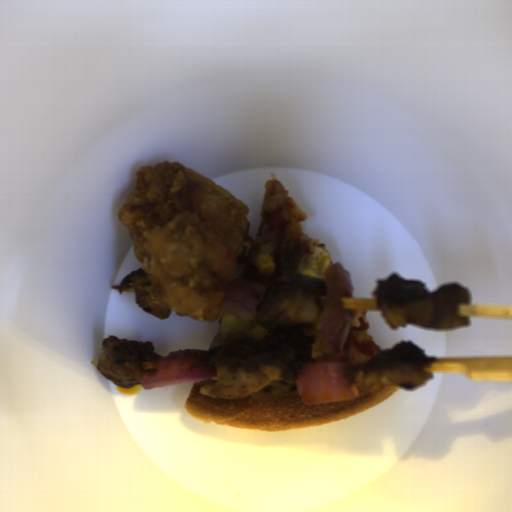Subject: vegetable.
Wrapping results in <instances>:
<instances>
[{
    "label": "vegetable",
    "instance_id": "obj_1",
    "mask_svg": "<svg viewBox=\"0 0 512 512\" xmlns=\"http://www.w3.org/2000/svg\"><path fill=\"white\" fill-rule=\"evenodd\" d=\"M327 291L314 330L322 344V356L303 362L295 381L300 402L330 404L356 397L349 368V354L344 347L354 312L345 308L342 298L353 297L351 272L340 261L324 273Z\"/></svg>",
    "mask_w": 512,
    "mask_h": 512
},
{
    "label": "vegetable",
    "instance_id": "obj_2",
    "mask_svg": "<svg viewBox=\"0 0 512 512\" xmlns=\"http://www.w3.org/2000/svg\"><path fill=\"white\" fill-rule=\"evenodd\" d=\"M209 350L178 349L159 358L145 374L144 389L214 380L216 370L208 358Z\"/></svg>",
    "mask_w": 512,
    "mask_h": 512
},
{
    "label": "vegetable",
    "instance_id": "obj_3",
    "mask_svg": "<svg viewBox=\"0 0 512 512\" xmlns=\"http://www.w3.org/2000/svg\"><path fill=\"white\" fill-rule=\"evenodd\" d=\"M266 287L258 281L234 277L226 291L219 314L239 317L244 322L256 319L259 304L265 297Z\"/></svg>",
    "mask_w": 512,
    "mask_h": 512
}]
</instances>
